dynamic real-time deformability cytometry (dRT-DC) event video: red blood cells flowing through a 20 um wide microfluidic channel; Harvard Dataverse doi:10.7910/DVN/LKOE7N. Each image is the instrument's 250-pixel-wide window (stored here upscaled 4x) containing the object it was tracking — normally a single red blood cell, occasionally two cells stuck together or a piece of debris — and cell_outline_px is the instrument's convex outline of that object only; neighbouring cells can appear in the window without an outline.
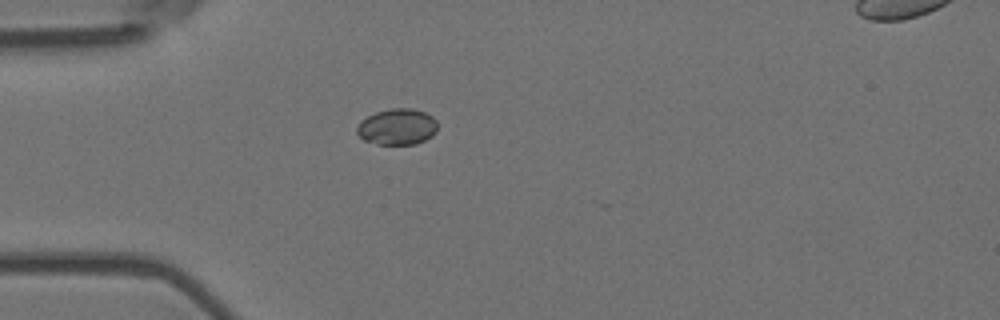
{"species": "Egyptian fruit bat (a non-hibernating species)", "species_latin": "Rousettus aegyptiacus", "temperature_condition": "room temperature", "stored_images_in_passage": 3, "camera_frame_rate_fps": 3000, "um_per_image_px": 0.085, "animal": {"sex": "female"}, "frame": {"image": 1, "passage_image": 1, "time_ms": 0.0, "image_size_px": [1000, 320], "cell_outline_px": [[436, 132], [432, 136], [416, 144], [376, 144], [364, 140], [356, 132], [356, 128], [360, 120], [376, 112], [392, 108], [412, 108], [424, 112], [432, 116], [436, 120]], "centroid_in_image_um": [33.75, 10.77], "position_along_channel_um": 51.2, "area_um2": 16.99}}